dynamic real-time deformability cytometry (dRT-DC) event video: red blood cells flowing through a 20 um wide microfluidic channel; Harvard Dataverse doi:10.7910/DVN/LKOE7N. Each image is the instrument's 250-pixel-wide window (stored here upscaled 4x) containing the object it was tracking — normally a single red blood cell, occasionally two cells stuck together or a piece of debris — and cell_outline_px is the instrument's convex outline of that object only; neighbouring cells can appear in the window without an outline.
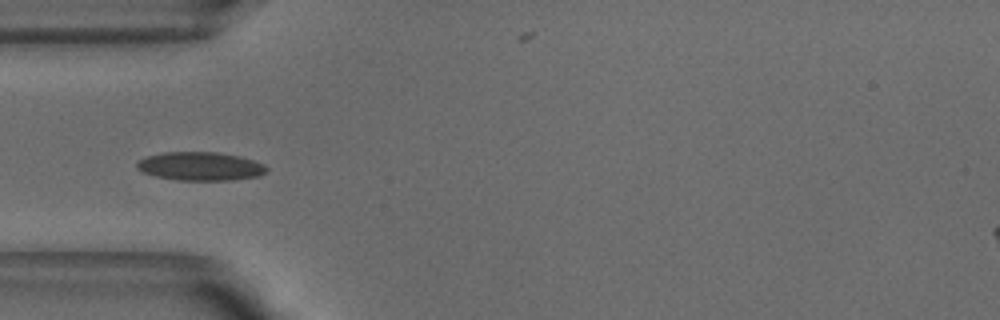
{"species": "common noctule bat (a hibernating species)", "species_latin": "Nyctalus noctula", "temperature_condition": "warm", "stored_images_in_passage": 38, "camera_frame_rate_fps": 3000, "um_per_image_px": 0.085, "animal": {"sex": "male", "body_mass_g": 18.8}, "frame": {"image": 1, "passage_image": 1, "time_ms": 0.0, "image_size_px": [1000, 320], "cell_outline_px": [[268, 172], [260, 176], [232, 180], [176, 180], [156, 176], [144, 172], [136, 168], [136, 160], [148, 156], [164, 152], [216, 152], [240, 156], [264, 164], [268, 168]], "centroid_in_image_um": [17.04, 14.13], "position_along_channel_um": 68.0, "area_um2": 21.68}}
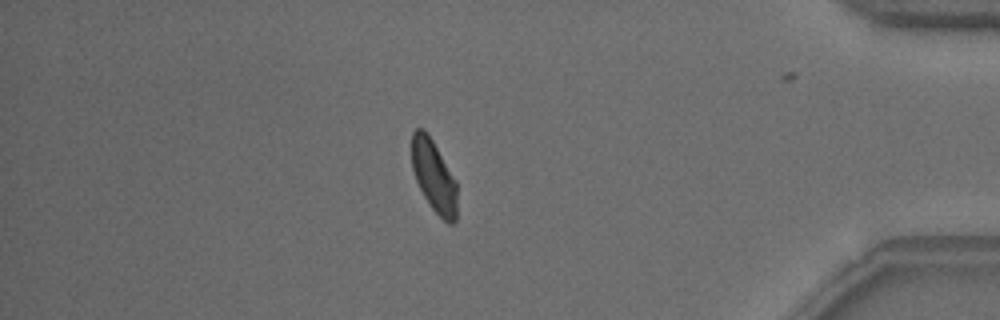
{"frame": {"image": 2, "passage_image": 30, "time_ms": 9.667, "image_size_px": [1000, 320], "cell_outline_px": [[456, 220], [452, 224], [448, 224], [432, 208], [424, 196], [416, 180], [412, 168], [412, 132], [416, 128], [424, 128], [428, 132], [456, 180]], "centroid_in_image_um": [36.87, 14.94], "position_along_channel_um": 398.3, "area_um2": 18.96}}
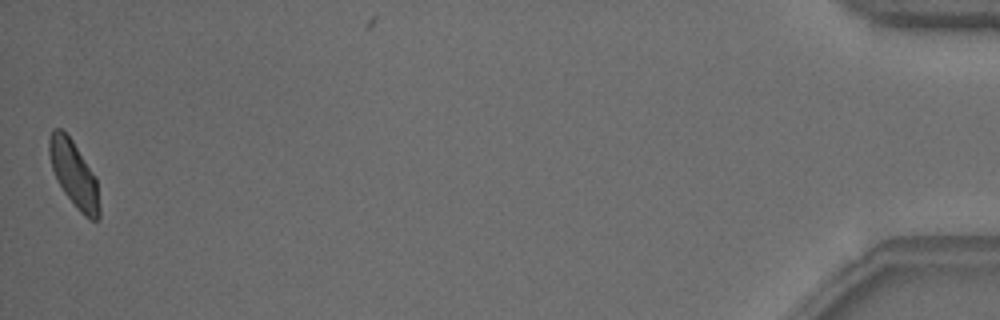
{"frame": {"image": 3, "passage_image": 37, "time_ms": 12.0, "image_size_px": [1000, 320], "cell_outline_px": [[100, 216], [96, 220], [92, 220], [84, 216], [76, 208], [64, 192], [52, 168], [48, 152], [48, 140], [52, 128], [60, 128], [72, 140], [96, 176], [100, 208]], "centroid_in_image_um": [6.29, 14.8], "position_along_channel_um": 428.9, "area_um2": 19.25}, "authors_computed_cell_mechanics": {"area_um2": 19.7965, "velocity_mm_per_s": 3.8247, "shape_relaxation_time_tau1_ms": 3.7715, "shape_relaxation_time_tau2_ms": 1.989, "deformation_change_tau1": 0.114, "deformation_change_tau2": 0.0724}}